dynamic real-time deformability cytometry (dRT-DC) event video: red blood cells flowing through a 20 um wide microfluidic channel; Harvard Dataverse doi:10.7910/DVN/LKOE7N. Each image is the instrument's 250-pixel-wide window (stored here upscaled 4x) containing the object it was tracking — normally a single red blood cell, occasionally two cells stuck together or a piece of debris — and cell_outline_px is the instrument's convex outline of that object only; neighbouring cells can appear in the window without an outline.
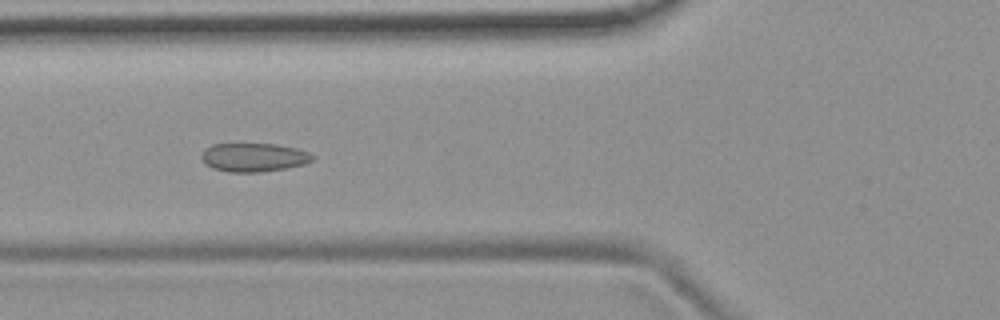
{"species": "common noctule bat (a hibernating species)", "species_latin": "Nyctalus noctula", "temperature_condition": "room temperature", "stored_images_in_passage": 52, "camera_frame_rate_fps": 3000, "um_per_image_px": 0.085, "animal": {"sex": "female", "body_mass_g": 19.9}, "frame": {"image": 1, "passage_image": 17, "time_ms": 5.333, "image_size_px": [1000, 320], "cell_outline_px": [[316, 156], [312, 160], [304, 164], [288, 168], [260, 172], [228, 172], [212, 168], [204, 164], [200, 156], [204, 148], [212, 144], [276, 144], [296, 148], [308, 152]], "centroid_in_image_um": [21.54, 13.38], "position_along_channel_um": 104.3, "area_um2": 18.73}}
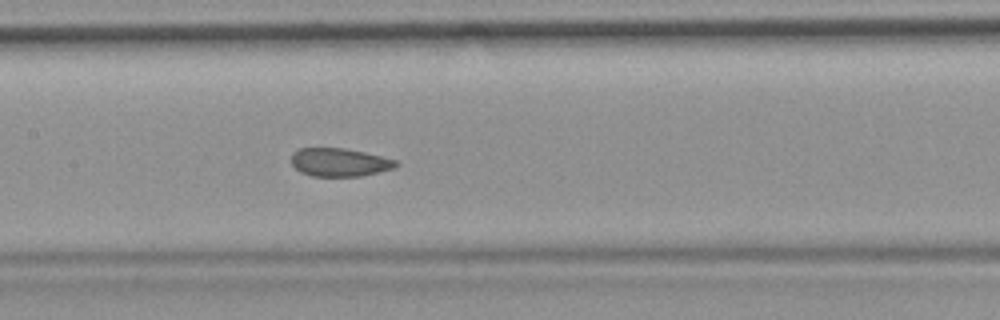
{"frame": {"image": 2, "passage_image": 23, "time_ms": 7.333, "image_size_px": [1000, 320], "cell_outline_px": [[400, 164], [396, 168], [360, 176], [312, 176], [300, 172], [292, 164], [292, 152], [300, 148], [344, 148], [364, 152], [396, 160]], "centroid_in_image_um": [28.87, 13.79], "position_along_channel_um": 178.5, "area_um2": 17.22}}
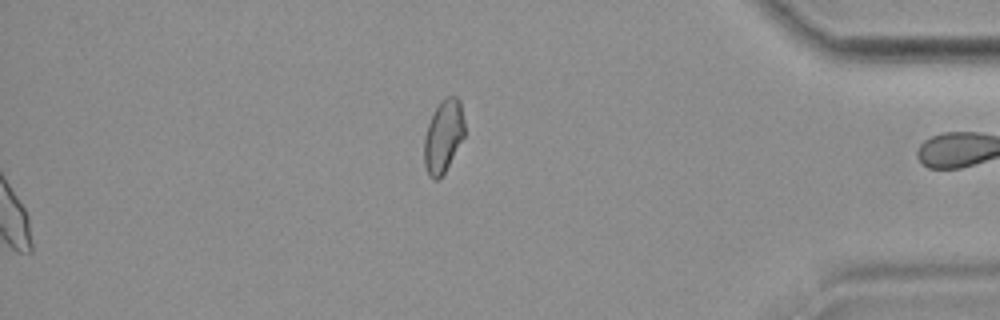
{"frame": {"image": 3, "passage_image": 52, "time_ms": 17.0, "image_size_px": [1000, 320], "cell_outline_px": [[464, 136], [444, 172], [436, 180], [432, 180], [428, 176], [424, 164], [424, 136], [428, 124], [440, 100], [448, 96], [456, 96], [460, 100], [464, 120]], "centroid_in_image_um": [37.67, 11.57], "position_along_channel_um": 397.5, "area_um2": 16.99}, "authors_computed_cell_mechanics": {"area_um2": 18.5249, "velocity_mm_per_s": 3.7192, "shape_relaxation_time_tau1_ms": null, "shape_relaxation_time_tau2_ms": 0.9332, "deformation_change_tau1": null, "deformation_change_tau2": 0.0498}}